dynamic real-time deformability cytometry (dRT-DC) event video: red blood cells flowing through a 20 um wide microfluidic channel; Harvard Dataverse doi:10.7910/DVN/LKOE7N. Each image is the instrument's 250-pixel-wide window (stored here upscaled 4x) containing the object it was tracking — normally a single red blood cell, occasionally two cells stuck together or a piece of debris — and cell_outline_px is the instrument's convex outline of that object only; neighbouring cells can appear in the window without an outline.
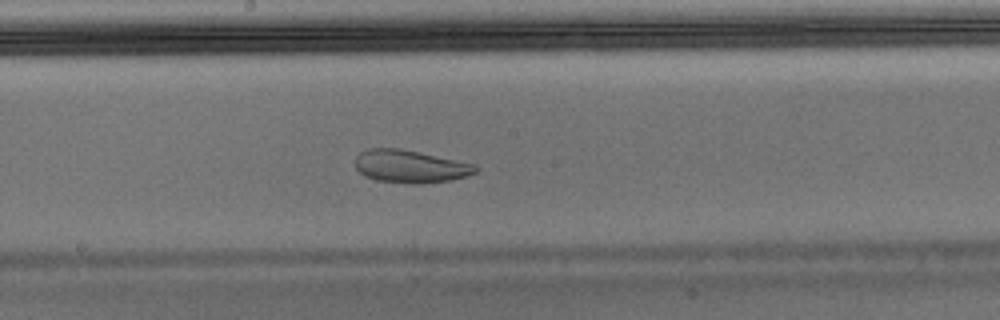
{"species": "Egyptian fruit bat (a non-hibernating species)", "species_latin": "Rousettus aegyptiacus", "temperature_condition": "warm", "stored_images_in_passage": 38, "camera_frame_rate_fps": 3000, "um_per_image_px": 0.085, "animal": {"sex": "male"}, "frame": {"image": 1, "passage_image": 17, "time_ms": 5.333, "image_size_px": [1000, 320], "cell_outline_px": [[480, 168], [476, 172], [468, 176], [452, 180], [420, 184], [412, 184], [376, 180], [364, 176], [356, 168], [356, 156], [360, 152], [368, 148], [400, 148], [476, 164]], "centroid_in_image_um": [34.9, 14.15], "position_along_channel_um": 213.3, "area_um2": 23.18}}